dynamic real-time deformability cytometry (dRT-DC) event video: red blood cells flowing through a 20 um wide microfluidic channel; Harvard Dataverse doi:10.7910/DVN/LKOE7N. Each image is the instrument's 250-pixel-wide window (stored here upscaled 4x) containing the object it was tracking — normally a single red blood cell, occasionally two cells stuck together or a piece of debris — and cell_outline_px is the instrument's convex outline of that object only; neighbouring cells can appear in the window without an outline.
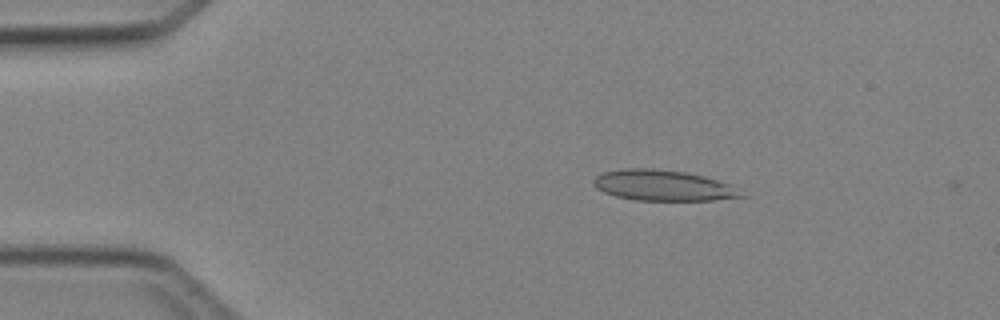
{"species": "Egyptian fruit bat (a non-hibernating species)", "species_latin": "Rousettus aegyptiacus", "temperature_condition": "cold", "stored_images_in_passage": 2, "camera_frame_rate_fps": 3000, "um_per_image_px": 0.085, "animal": {"sex": "female"}, "frame": {"image": 1, "passage_image": 1, "time_ms": 0.0, "image_size_px": [1000, 320], "cell_outline_px": [[748, 196], [712, 200], [636, 200], [616, 196], [604, 192], [596, 188], [592, 184], [592, 180], [596, 176], [604, 172], [620, 168], [652, 168], [688, 172], [704, 176], [728, 184]], "centroid_in_image_um": [56.32, 15.75], "position_along_channel_um": 28.7, "area_um2": 26.41}}